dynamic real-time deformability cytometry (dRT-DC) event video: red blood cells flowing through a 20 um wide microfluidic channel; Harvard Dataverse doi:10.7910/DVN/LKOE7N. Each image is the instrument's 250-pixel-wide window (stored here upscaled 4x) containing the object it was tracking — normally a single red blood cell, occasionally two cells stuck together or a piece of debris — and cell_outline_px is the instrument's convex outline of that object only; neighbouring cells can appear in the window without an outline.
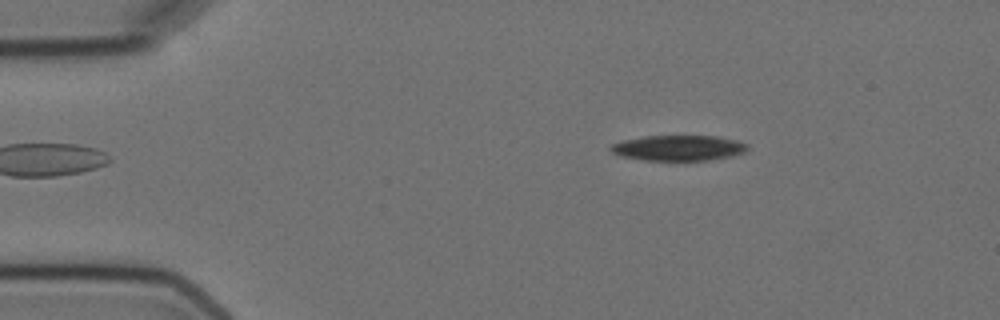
{"species": "Egyptian fruit bat (a non-hibernating species)", "species_latin": "Rousettus aegyptiacus", "temperature_condition": "cold", "stored_images_in_passage": 4, "camera_frame_rate_fps": 3000, "um_per_image_px": 0.085, "animal": {"sex": "female"}, "frame": {"image": 1, "passage_image": 2, "time_ms": 1.333, "image_size_px": [1000, 320], "cell_outline_px": [[748, 148], [744, 152], [732, 156], [708, 160], [644, 160], [620, 156], [612, 152], [608, 148], [612, 144], [624, 140], [644, 136], [716, 136], [736, 140], [748, 144]], "centroid_in_image_um": [57.66, 12.57], "position_along_channel_um": 27.3, "area_um2": 20.23}}